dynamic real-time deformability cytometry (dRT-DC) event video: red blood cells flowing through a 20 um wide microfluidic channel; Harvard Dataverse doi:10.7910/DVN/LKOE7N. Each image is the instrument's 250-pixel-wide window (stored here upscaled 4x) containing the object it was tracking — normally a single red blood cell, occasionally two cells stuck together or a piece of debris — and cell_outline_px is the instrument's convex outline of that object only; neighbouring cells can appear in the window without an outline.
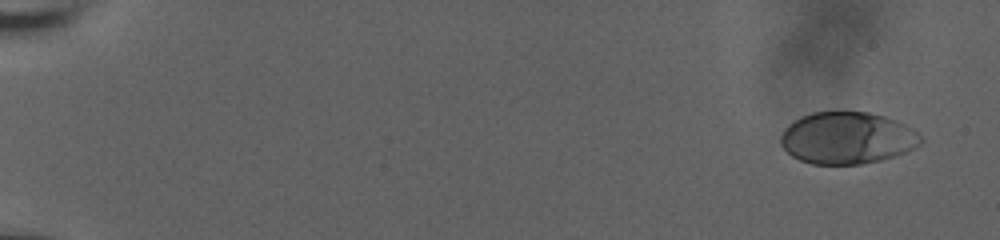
{"species": "human", "species_latin": "Homo sapiens", "temperature_condition": "room temperature", "stored_images_in_passage": 13, "camera_frame_rate_fps": 3000, "um_per_image_px": 0.085, "donor": {"sex": "male"}, "frame": {"image": 1, "passage_image": 1, "time_ms": 0.0, "image_size_px": [1000, 240], "cell_outline_px": [[924, 140], [920, 144], [904, 152], [880, 160], [860, 164], [812, 164], [800, 160], [792, 156], [780, 144], [780, 136], [784, 128], [788, 124], [800, 116], [812, 112], [868, 112], [884, 116], [904, 124], [912, 128], [924, 136]], "centroid_in_image_um": [71.99, 11.72], "position_along_channel_um": 13.0, "area_um2": 42.43}}
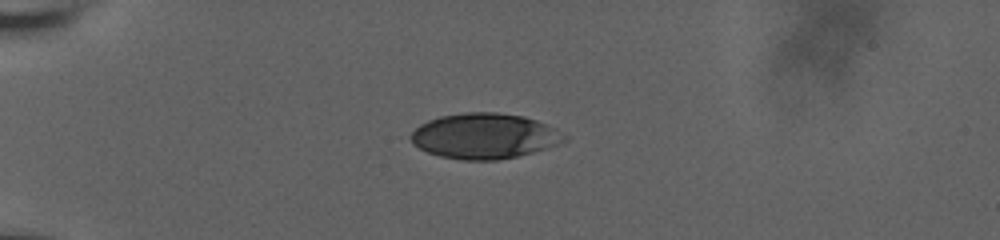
{"frame": {"image": 2, "passage_image": 8, "time_ms": 2.333, "image_size_px": [1000, 240], "cell_outline_px": [[568, 140], [532, 152], [516, 156], [496, 160], [460, 160], [440, 156], [428, 152], [412, 144], [408, 136], [420, 124], [428, 120], [440, 116], [464, 112], [496, 112], [524, 116], [536, 120], [568, 136]], "centroid_in_image_um": [41.12, 11.56], "position_along_channel_um": 43.9, "area_um2": 40.46}}
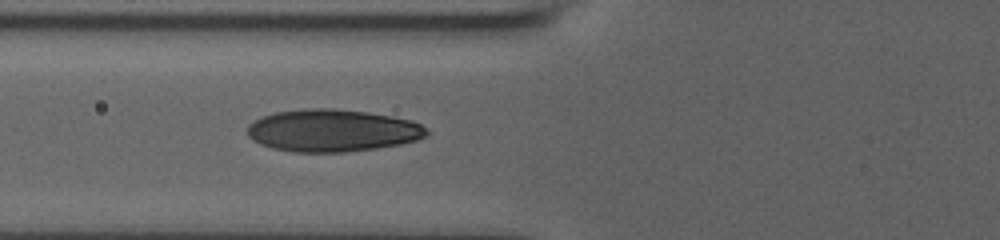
{"frame": {"image": 3, "passage_image": 13, "time_ms": 4.0, "image_size_px": [1000, 240], "cell_outline_px": [[428, 136], [416, 140], [400, 144], [376, 148], [344, 152], [292, 152], [272, 148], [260, 144], [252, 140], [248, 136], [248, 124], [260, 116], [276, 112], [308, 108], [332, 108], [368, 112], [392, 116], [412, 120], [428, 128]], "centroid_in_image_um": [28.25, 11.09], "position_along_channel_um": 97.6, "area_um2": 44.51}}